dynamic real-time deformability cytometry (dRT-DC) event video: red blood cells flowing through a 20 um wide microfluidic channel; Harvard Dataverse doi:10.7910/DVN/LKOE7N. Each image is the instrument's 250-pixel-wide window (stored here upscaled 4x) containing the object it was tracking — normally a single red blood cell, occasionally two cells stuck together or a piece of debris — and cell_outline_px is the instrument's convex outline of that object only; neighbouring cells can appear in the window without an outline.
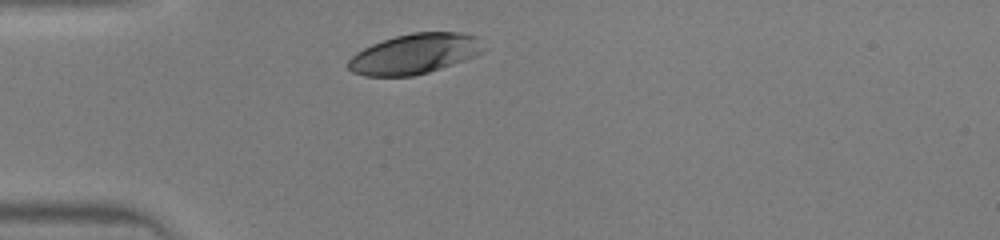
{"species": "human", "species_latin": "Homo sapiens", "temperature_condition": "warm", "stored_images_in_passage": 25, "camera_frame_rate_fps": 3000, "um_per_image_px": 0.085, "donor": {"sex": "male"}, "frame": {"image": 1, "passage_image": 1, "time_ms": 0.0, "image_size_px": [1000, 240], "cell_outline_px": [[480, 52], [464, 60], [428, 72], [412, 76], [364, 76], [352, 72], [348, 68], [348, 60], [356, 52], [372, 44], [396, 36], [412, 32], [460, 32], [476, 36]], "centroid_in_image_um": [35.14, 4.58], "position_along_channel_um": 49.9, "area_um2": 31.04}}
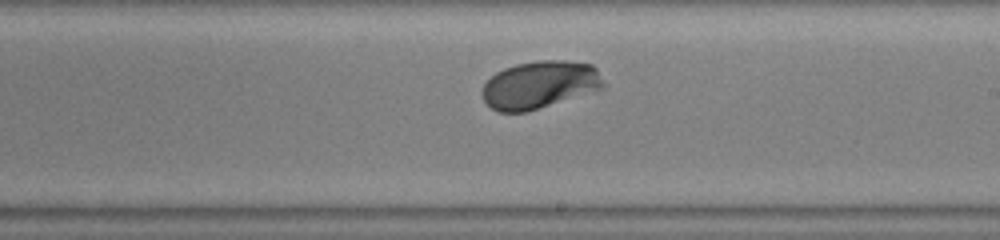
{"frame": {"image": 2, "passage_image": 15, "time_ms": 4.667, "image_size_px": [1000, 240], "cell_outline_px": [[608, 84], [604, 88], [524, 112], [500, 112], [492, 108], [484, 100], [480, 92], [484, 84], [496, 72], [504, 68], [516, 64], [540, 60], [564, 60], [592, 64], [596, 68]], "centroid_in_image_um": [45.89, 7.18], "position_along_channel_um": 243.1, "area_um2": 33.58}}
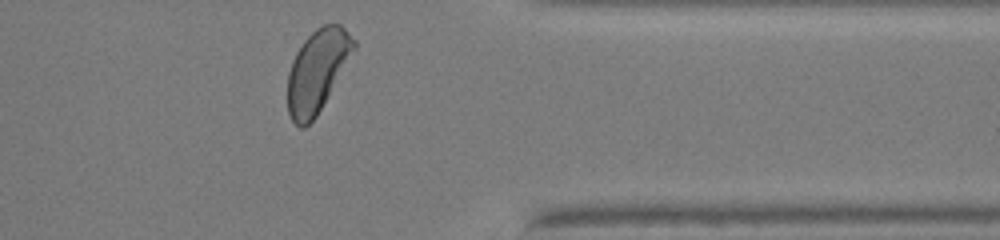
{"frame": {"image": 3, "passage_image": 25, "time_ms": 8.0, "image_size_px": [1000, 240], "cell_outline_px": [[356, 48], [316, 116], [304, 128], [300, 128], [292, 120], [288, 112], [288, 72], [292, 60], [296, 52], [304, 40], [316, 28], [324, 24], [340, 24], [356, 40]], "centroid_in_image_um": [26.96, 6.0], "position_along_channel_um": 384.4, "area_um2": 31.39}}